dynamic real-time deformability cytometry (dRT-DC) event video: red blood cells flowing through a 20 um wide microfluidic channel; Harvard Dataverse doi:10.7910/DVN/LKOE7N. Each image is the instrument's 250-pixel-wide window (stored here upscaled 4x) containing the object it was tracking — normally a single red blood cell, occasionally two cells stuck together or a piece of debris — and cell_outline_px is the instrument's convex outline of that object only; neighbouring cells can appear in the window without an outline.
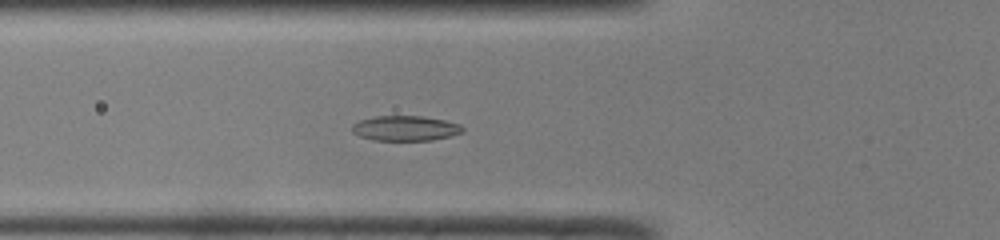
{"species": "common noctule bat (a hibernating species)", "species_latin": "Nyctalus noctula", "temperature_condition": "room temperature", "stored_images_in_passage": 33, "camera_frame_rate_fps": 3000, "um_per_image_px": 0.085, "animal": {"sex": "male", "body_mass_g": 19.0, "forearm_length_mm": 50.8}, "frame": {"image": 1, "passage_image": 2, "time_ms": 0.333, "image_size_px": [1000, 240], "cell_outline_px": [[464, 132], [452, 136], [432, 140], [372, 140], [360, 136], [352, 132], [352, 124], [360, 120], [376, 116], [420, 116], [444, 120], [460, 124], [464, 128]], "centroid_in_image_um": [34.47, 10.91], "position_along_channel_um": 91.3, "area_um2": 16.18}}
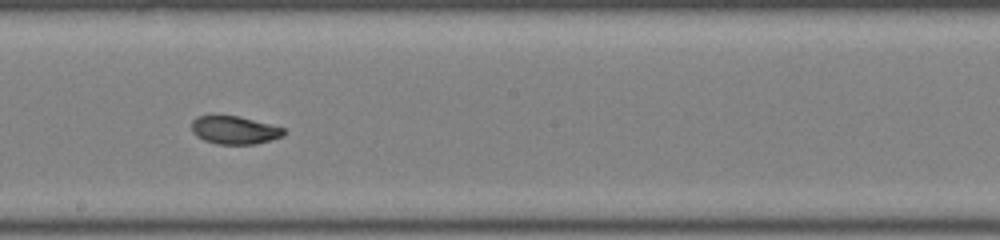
{"frame": {"image": 2, "passage_image": 12, "time_ms": 3.667, "image_size_px": [1000, 240], "cell_outline_px": [[284, 132], [280, 136], [272, 140], [256, 144], [216, 144], [204, 140], [196, 136], [192, 132], [192, 120], [196, 116], [216, 112], [240, 116], [284, 128]], "centroid_in_image_um": [19.84, 11.01], "position_along_channel_um": 228.4, "area_um2": 15.61}}
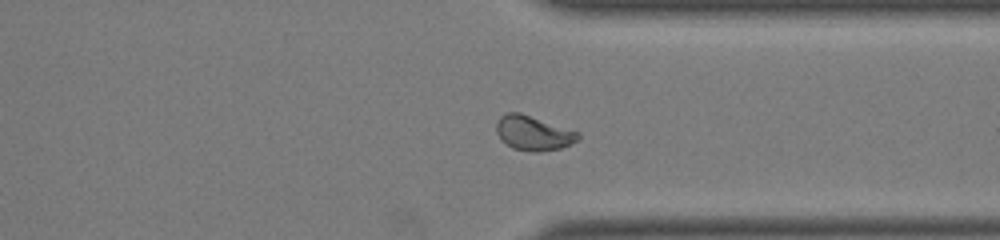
{"frame": {"image": 3, "passage_image": 22, "time_ms": 7.0, "image_size_px": [1000, 240], "cell_outline_px": [[580, 136], [576, 140], [560, 148], [536, 152], [532, 152], [512, 148], [500, 140], [496, 132], [496, 124], [500, 116], [508, 112], [520, 112], [580, 132]], "centroid_in_image_um": [45.29, 11.3], "position_along_channel_um": 366.1, "area_um2": 16.47}}